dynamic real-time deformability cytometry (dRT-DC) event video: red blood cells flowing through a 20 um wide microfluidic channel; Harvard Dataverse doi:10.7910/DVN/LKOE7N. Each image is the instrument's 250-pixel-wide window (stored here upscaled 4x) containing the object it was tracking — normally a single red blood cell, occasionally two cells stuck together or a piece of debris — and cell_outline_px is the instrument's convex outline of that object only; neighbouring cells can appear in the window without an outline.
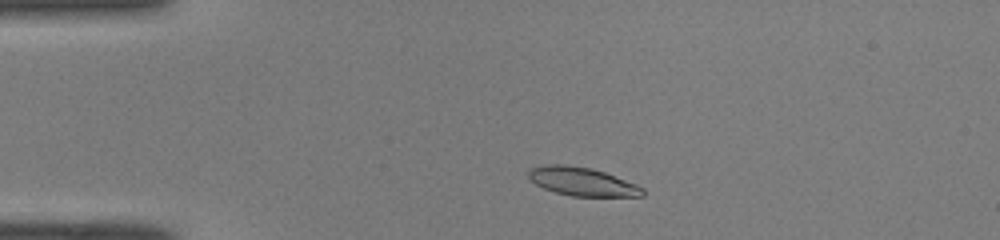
{"species": "common noctule bat (a hibernating species)", "species_latin": "Nyctalus noctula", "temperature_condition": "room temperature", "stored_images_in_passage": 42, "camera_frame_rate_fps": 3000, "um_per_image_px": 0.085, "animal": {"sex": "male", "body_mass_g": 19.0, "forearm_length_mm": 50.8}, "frame": {"image": 1, "passage_image": 5, "time_ms": 1.333, "image_size_px": [1000, 240], "cell_outline_px": [[644, 196], [572, 196], [556, 192], [544, 188], [528, 180], [528, 168], [544, 164], [564, 164], [592, 168], [604, 172], [636, 184], [644, 188]], "centroid_in_image_um": [49.43, 15.42], "position_along_channel_um": 35.6, "area_um2": 19.02}}
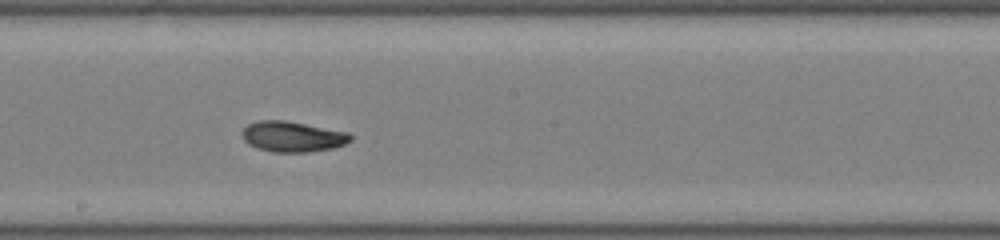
{"frame": {"image": 2, "passage_image": 22, "time_ms": 7.0, "image_size_px": [1000, 240], "cell_outline_px": [[352, 140], [344, 144], [332, 148], [308, 152], [272, 152], [256, 148], [248, 144], [244, 140], [240, 132], [248, 124], [256, 120], [284, 120], [348, 132], [352, 136]], "centroid_in_image_um": [24.82, 11.61], "position_along_channel_um": 223.4, "area_um2": 19.36}}
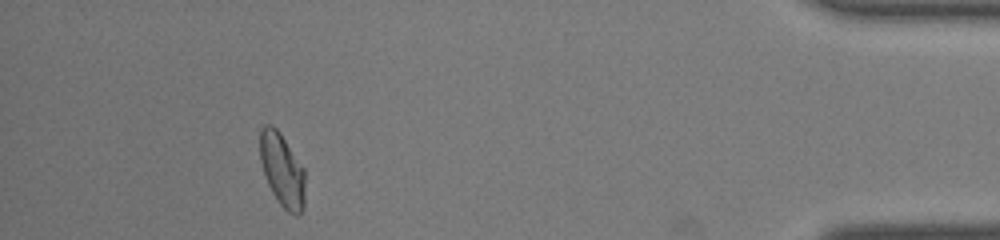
{"frame": {"image": 3, "passage_image": 40, "time_ms": 13.0, "image_size_px": [1000, 240], "cell_outline_px": [[304, 208], [296, 216], [288, 212], [276, 200], [268, 184], [260, 160], [260, 128], [264, 124], [272, 124], [280, 132], [304, 168]], "centroid_in_image_um": [23.98, 14.43], "position_along_channel_um": 411.2, "area_um2": 19.31}}